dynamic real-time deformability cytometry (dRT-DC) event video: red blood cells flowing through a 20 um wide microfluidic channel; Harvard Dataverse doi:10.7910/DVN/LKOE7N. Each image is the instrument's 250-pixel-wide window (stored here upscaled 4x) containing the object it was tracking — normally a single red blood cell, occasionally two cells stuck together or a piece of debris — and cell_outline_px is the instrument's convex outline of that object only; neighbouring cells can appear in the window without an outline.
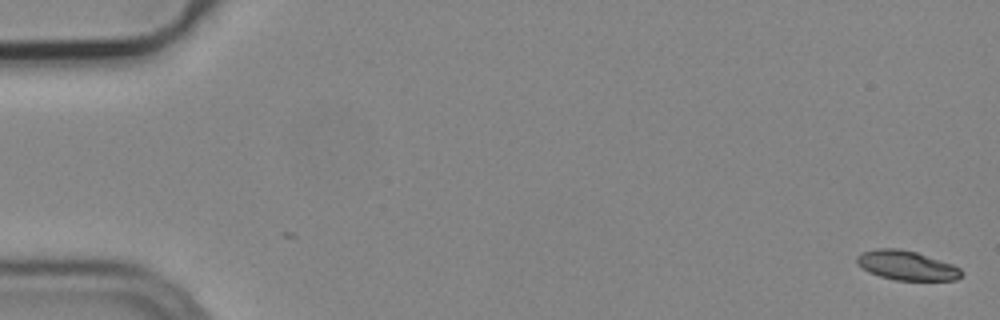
{"species": "common noctule bat (a hibernating species)", "species_latin": "Nyctalus noctula", "temperature_condition": "cold", "stored_images_in_passage": 55, "camera_frame_rate_fps": 3000, "um_per_image_px": 0.085, "animal": {"sex": "male", "body_mass_g": 19.2, "forearm_length_mm": 51.8}, "frame": {"image": 1, "passage_image": 1, "time_ms": 0.0, "image_size_px": [1000, 320], "cell_outline_px": [[964, 272], [956, 280], [896, 280], [880, 276], [868, 272], [856, 260], [856, 256], [860, 252], [876, 248], [900, 248], [916, 252], [952, 264], [960, 268]], "centroid_in_image_um": [77.06, 22.55], "position_along_channel_um": 7.9, "area_um2": 17.86}}
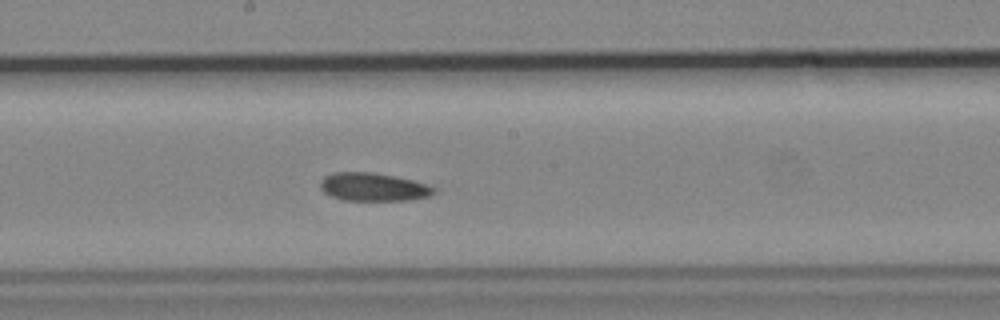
{"frame": {"image": 2, "passage_image": 30, "time_ms": 9.667, "image_size_px": [1000, 320], "cell_outline_px": [[436, 192], [428, 196], [408, 200], [344, 200], [332, 196], [324, 192], [320, 188], [320, 180], [324, 176], [332, 172], [372, 172], [416, 180], [436, 188]], "centroid_in_image_um": [31.72, 15.88], "position_along_channel_um": 216.5, "area_um2": 18.73}}
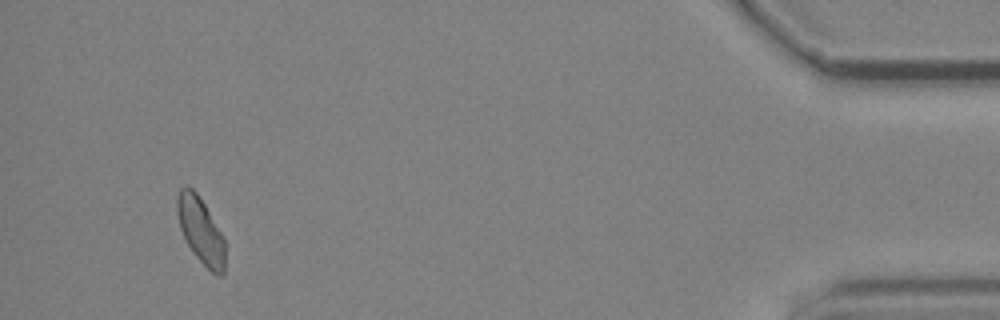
{"frame": {"image": 3, "passage_image": 52, "time_ms": 17.0, "image_size_px": [1000, 320], "cell_outline_px": [[224, 276], [216, 276], [196, 256], [188, 244], [180, 228], [176, 212], [176, 196], [180, 188], [184, 184], [188, 184], [196, 192], [204, 204], [220, 232], [224, 240]], "centroid_in_image_um": [17.02, 19.55], "position_along_channel_um": 418.2, "area_um2": 18.26}, "authors_computed_cell_mechanics": {"area_um2": 18.6116, "velocity_mm_per_s": 3.7494, "shape_relaxation_time_tau1_ms": null, "shape_relaxation_time_tau2_ms": 6.3462, "deformation_change_tau1": null, "deformation_change_tau2": 0.1153}}